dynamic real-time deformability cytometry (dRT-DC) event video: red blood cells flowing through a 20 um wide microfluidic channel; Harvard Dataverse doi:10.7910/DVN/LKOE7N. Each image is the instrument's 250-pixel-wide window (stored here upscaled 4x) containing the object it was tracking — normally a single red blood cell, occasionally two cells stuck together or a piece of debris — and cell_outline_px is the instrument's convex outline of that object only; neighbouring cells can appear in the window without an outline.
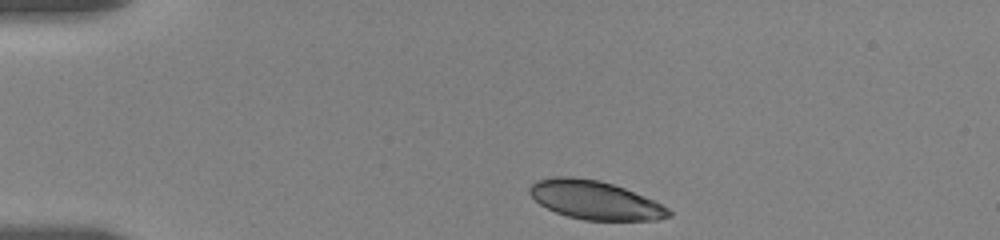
{"species": "human", "species_latin": "Homo sapiens", "temperature_condition": "room temperature", "stored_images_in_passage": 7, "camera_frame_rate_fps": 3000, "um_per_image_px": 0.085, "donor": {"sex": "female"}, "frame": {"image": 1, "passage_image": 1, "time_ms": 0.0, "image_size_px": [1000, 240], "cell_outline_px": [[672, 216], [656, 220], [584, 220], [568, 216], [556, 212], [540, 204], [528, 192], [528, 188], [536, 180], [552, 176], [572, 176], [600, 180], [624, 188], [644, 196], [668, 208], [672, 212]], "centroid_in_image_um": [50.55, 16.99], "position_along_channel_um": 34.4, "area_um2": 31.21}}
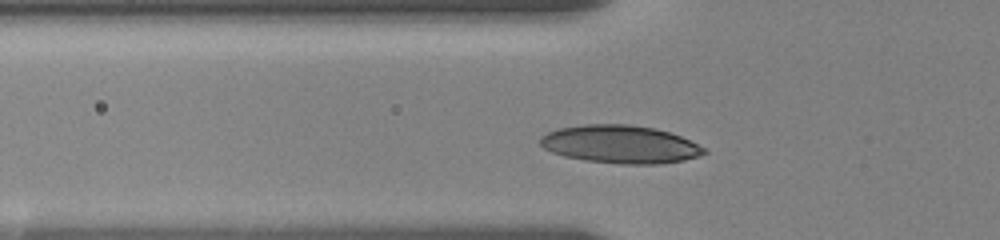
{"frame": {"image": 2, "passage_image": 6, "time_ms": 2.667, "image_size_px": [1000, 240], "cell_outline_px": [[708, 152], [684, 160], [660, 164], [620, 164], [584, 160], [564, 156], [552, 152], [544, 148], [540, 144], [540, 136], [548, 132], [560, 128], [584, 124], [628, 124], [656, 128], [680, 136], [708, 148]], "centroid_in_image_um": [52.73, 12.26], "position_along_channel_um": 73.1, "area_um2": 36.36}}